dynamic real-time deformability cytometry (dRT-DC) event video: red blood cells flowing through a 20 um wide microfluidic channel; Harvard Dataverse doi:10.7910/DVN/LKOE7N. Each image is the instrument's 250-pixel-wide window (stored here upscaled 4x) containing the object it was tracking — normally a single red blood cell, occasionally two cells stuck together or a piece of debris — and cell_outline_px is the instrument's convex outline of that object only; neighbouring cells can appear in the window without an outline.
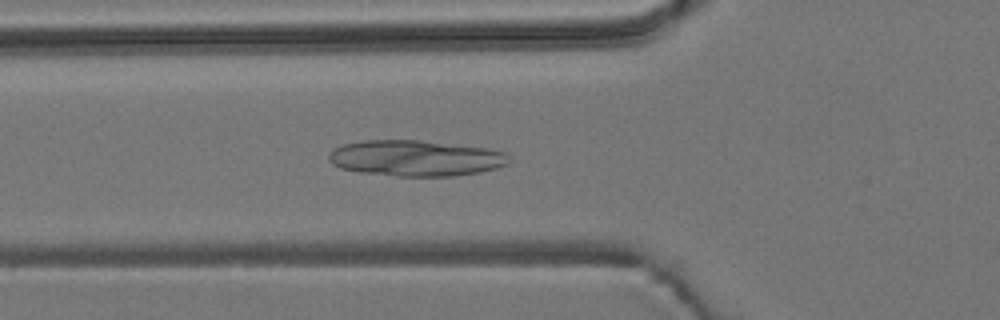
{"species": "common noctule bat (a hibernating species)", "species_latin": "Nyctalus noctula", "temperature_condition": "room temperature", "stored_images_in_passage": 31, "camera_frame_rate_fps": 3000, "um_per_image_px": 0.085, "animal": {"sex": "male", "body_mass_g": 19.2, "forearm_length_mm": 51.8}, "frame": {"image": 1, "passage_image": 18, "time_ms": 5.667, "image_size_px": [1000, 320], "cell_outline_px": [[508, 164], [496, 168], [480, 172], [456, 176], [396, 176], [360, 172], [340, 168], [332, 164], [328, 160], [328, 156], [336, 148], [344, 144], [364, 140], [420, 140], [488, 148], [504, 152], [508, 156]], "centroid_in_image_um": [35.33, 13.45], "position_along_channel_um": 90.5, "area_um2": 37.69}}
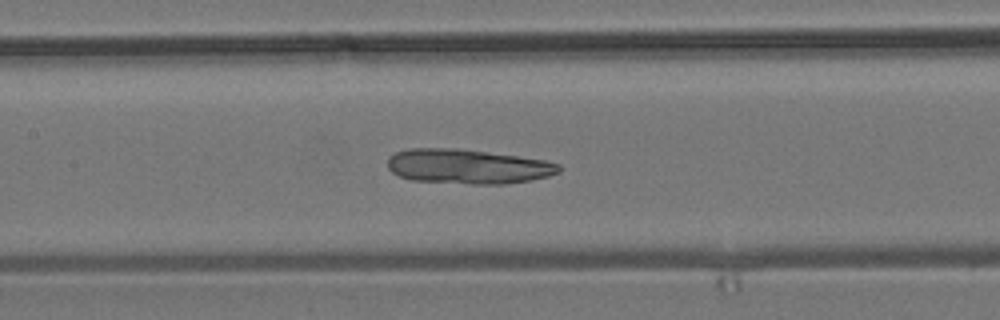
{"frame": {"image": 2, "passage_image": 24, "time_ms": 7.667, "image_size_px": [1000, 320], "cell_outline_px": [[560, 172], [548, 176], [532, 180], [504, 184], [472, 184], [412, 180], [400, 176], [392, 172], [388, 168], [388, 156], [396, 152], [408, 148], [456, 148], [548, 160], [560, 164]], "centroid_in_image_um": [39.77, 14.15], "position_along_channel_um": 167.6, "area_um2": 34.68}}
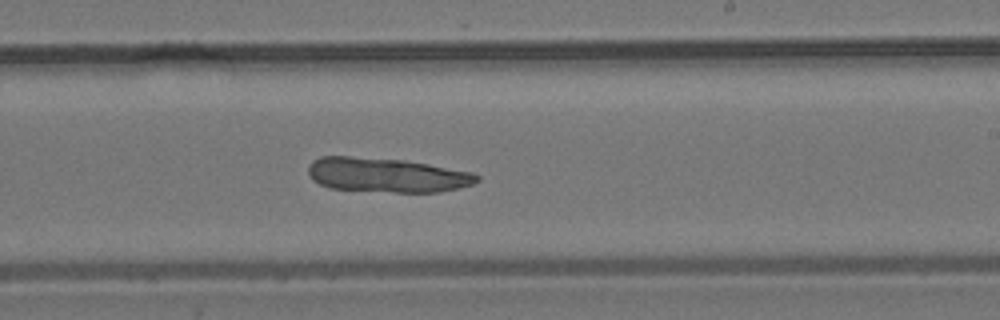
{"frame": {"image": 3, "passage_image": 31, "time_ms": 10.0, "image_size_px": [1000, 320], "cell_outline_px": [[480, 180], [472, 184], [440, 192], [396, 192], [328, 188], [312, 180], [308, 172], [308, 168], [312, 160], [320, 156], [348, 156], [404, 160], [428, 164], [472, 172], [480, 176]], "centroid_in_image_um": [32.85, 14.87], "position_along_channel_um": 256.2, "area_um2": 33.81}}